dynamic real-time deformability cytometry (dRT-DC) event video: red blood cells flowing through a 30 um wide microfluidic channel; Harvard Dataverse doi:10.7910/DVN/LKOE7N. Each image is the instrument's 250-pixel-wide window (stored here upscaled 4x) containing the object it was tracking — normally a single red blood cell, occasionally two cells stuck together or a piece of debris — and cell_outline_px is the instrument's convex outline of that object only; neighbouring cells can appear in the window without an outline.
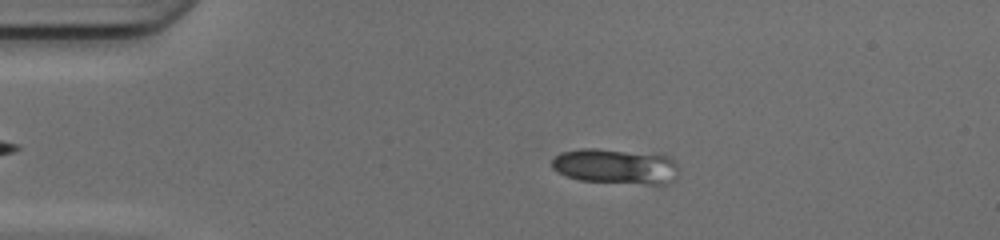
{"species": "common noctule bat (a hibernating species)", "species_latin": "Nyctalus noctula", "temperature_condition": "cold", "stored_images_in_passage": 4, "segment_of_instrument_passage": [1, 2], "camera_frame_rate_fps": 3000, "um_per_image_px": 0.085, "animal": {"sex": "female", "body_mass_g": 17.0, "forearm_length_mm": 48.0}, "frame": {"image": 1, "passage_image": 1, "time_ms": 0.0, "image_size_px": [1000, 240], "cell_outline_px": [[676, 176], [672, 180], [664, 184], [644, 184], [580, 180], [564, 176], [552, 168], [552, 160], [560, 152], [580, 148], [596, 148], [664, 152], [676, 164]], "centroid_in_image_um": [52.34, 14.1], "position_along_channel_um": 32.7, "area_um2": 26.7}}